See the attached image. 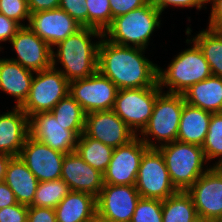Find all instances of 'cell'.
I'll return each mask as SVG.
<instances>
[{"label":"cell","mask_w":222,"mask_h":222,"mask_svg":"<svg viewBox=\"0 0 222 222\" xmlns=\"http://www.w3.org/2000/svg\"><path fill=\"white\" fill-rule=\"evenodd\" d=\"M104 39H100L97 70L118 90L152 87L158 83V66L144 57L145 49Z\"/></svg>","instance_id":"obj_1"},{"label":"cell","mask_w":222,"mask_h":222,"mask_svg":"<svg viewBox=\"0 0 222 222\" xmlns=\"http://www.w3.org/2000/svg\"><path fill=\"white\" fill-rule=\"evenodd\" d=\"M104 38L103 33L90 27H82L76 33L58 43L57 52L52 51V67L57 61L64 66L59 71L69 82L90 77L97 71L98 49L100 41L94 42L90 37ZM92 41V42H91Z\"/></svg>","instance_id":"obj_2"},{"label":"cell","mask_w":222,"mask_h":222,"mask_svg":"<svg viewBox=\"0 0 222 222\" xmlns=\"http://www.w3.org/2000/svg\"><path fill=\"white\" fill-rule=\"evenodd\" d=\"M161 14L149 0L142 7L114 18L103 37L117 45L146 49L152 32L160 27Z\"/></svg>","instance_id":"obj_3"},{"label":"cell","mask_w":222,"mask_h":222,"mask_svg":"<svg viewBox=\"0 0 222 222\" xmlns=\"http://www.w3.org/2000/svg\"><path fill=\"white\" fill-rule=\"evenodd\" d=\"M187 43H193L191 48L177 55L166 70L158 67V85L169 87L167 93H184L190 86L210 76L212 72L201 49L191 39Z\"/></svg>","instance_id":"obj_4"},{"label":"cell","mask_w":222,"mask_h":222,"mask_svg":"<svg viewBox=\"0 0 222 222\" xmlns=\"http://www.w3.org/2000/svg\"><path fill=\"white\" fill-rule=\"evenodd\" d=\"M157 149L163 155L171 182L178 191H187L207 170L202 146L173 141Z\"/></svg>","instance_id":"obj_5"},{"label":"cell","mask_w":222,"mask_h":222,"mask_svg":"<svg viewBox=\"0 0 222 222\" xmlns=\"http://www.w3.org/2000/svg\"><path fill=\"white\" fill-rule=\"evenodd\" d=\"M184 103L182 94L163 93L162 91L157 96L150 120L140 133L142 136L140 139L149 148H157L159 145L149 141L148 135L154 136L153 139L157 140L161 144L160 146L177 140Z\"/></svg>","instance_id":"obj_6"},{"label":"cell","mask_w":222,"mask_h":222,"mask_svg":"<svg viewBox=\"0 0 222 222\" xmlns=\"http://www.w3.org/2000/svg\"><path fill=\"white\" fill-rule=\"evenodd\" d=\"M161 92L158 83L152 87L120 89L117 91L112 110L135 135H138L137 130L141 133L147 126L155 100Z\"/></svg>","instance_id":"obj_7"},{"label":"cell","mask_w":222,"mask_h":222,"mask_svg":"<svg viewBox=\"0 0 222 222\" xmlns=\"http://www.w3.org/2000/svg\"><path fill=\"white\" fill-rule=\"evenodd\" d=\"M29 95L20 108L30 115L50 112L69 94V81L56 67L35 72Z\"/></svg>","instance_id":"obj_8"},{"label":"cell","mask_w":222,"mask_h":222,"mask_svg":"<svg viewBox=\"0 0 222 222\" xmlns=\"http://www.w3.org/2000/svg\"><path fill=\"white\" fill-rule=\"evenodd\" d=\"M141 198L164 199L178 192L171 182L163 155L157 148H149L143 155L136 178Z\"/></svg>","instance_id":"obj_9"},{"label":"cell","mask_w":222,"mask_h":222,"mask_svg":"<svg viewBox=\"0 0 222 222\" xmlns=\"http://www.w3.org/2000/svg\"><path fill=\"white\" fill-rule=\"evenodd\" d=\"M118 88L98 70L90 77L69 82V95L86 114L113 109Z\"/></svg>","instance_id":"obj_10"},{"label":"cell","mask_w":222,"mask_h":222,"mask_svg":"<svg viewBox=\"0 0 222 222\" xmlns=\"http://www.w3.org/2000/svg\"><path fill=\"white\" fill-rule=\"evenodd\" d=\"M186 192L198 216L212 222L222 220V168L210 166Z\"/></svg>","instance_id":"obj_11"},{"label":"cell","mask_w":222,"mask_h":222,"mask_svg":"<svg viewBox=\"0 0 222 222\" xmlns=\"http://www.w3.org/2000/svg\"><path fill=\"white\" fill-rule=\"evenodd\" d=\"M149 147L136 136L128 144L114 148L103 173L104 184L135 185L141 159Z\"/></svg>","instance_id":"obj_12"},{"label":"cell","mask_w":222,"mask_h":222,"mask_svg":"<svg viewBox=\"0 0 222 222\" xmlns=\"http://www.w3.org/2000/svg\"><path fill=\"white\" fill-rule=\"evenodd\" d=\"M140 198L135 185L104 184L96 198L97 217L111 222H130Z\"/></svg>","instance_id":"obj_13"},{"label":"cell","mask_w":222,"mask_h":222,"mask_svg":"<svg viewBox=\"0 0 222 222\" xmlns=\"http://www.w3.org/2000/svg\"><path fill=\"white\" fill-rule=\"evenodd\" d=\"M29 136L64 154L76 151L78 136L62 125L51 112L28 117Z\"/></svg>","instance_id":"obj_14"},{"label":"cell","mask_w":222,"mask_h":222,"mask_svg":"<svg viewBox=\"0 0 222 222\" xmlns=\"http://www.w3.org/2000/svg\"><path fill=\"white\" fill-rule=\"evenodd\" d=\"M84 133L113 148L126 145L137 136L113 110L86 114Z\"/></svg>","instance_id":"obj_15"},{"label":"cell","mask_w":222,"mask_h":222,"mask_svg":"<svg viewBox=\"0 0 222 222\" xmlns=\"http://www.w3.org/2000/svg\"><path fill=\"white\" fill-rule=\"evenodd\" d=\"M19 157L39 182L61 179L64 153L28 136Z\"/></svg>","instance_id":"obj_16"},{"label":"cell","mask_w":222,"mask_h":222,"mask_svg":"<svg viewBox=\"0 0 222 222\" xmlns=\"http://www.w3.org/2000/svg\"><path fill=\"white\" fill-rule=\"evenodd\" d=\"M26 26L51 48L83 27L60 8L31 13Z\"/></svg>","instance_id":"obj_17"},{"label":"cell","mask_w":222,"mask_h":222,"mask_svg":"<svg viewBox=\"0 0 222 222\" xmlns=\"http://www.w3.org/2000/svg\"><path fill=\"white\" fill-rule=\"evenodd\" d=\"M17 53V58H11L22 67L39 72L52 67L53 48L38 37L29 27L22 26L10 41Z\"/></svg>","instance_id":"obj_18"},{"label":"cell","mask_w":222,"mask_h":222,"mask_svg":"<svg viewBox=\"0 0 222 222\" xmlns=\"http://www.w3.org/2000/svg\"><path fill=\"white\" fill-rule=\"evenodd\" d=\"M61 179L71 191L85 192L95 198L104 186L103 173L87 164L76 152L65 154Z\"/></svg>","instance_id":"obj_19"},{"label":"cell","mask_w":222,"mask_h":222,"mask_svg":"<svg viewBox=\"0 0 222 222\" xmlns=\"http://www.w3.org/2000/svg\"><path fill=\"white\" fill-rule=\"evenodd\" d=\"M14 111L0 115V153L19 156L29 136L28 116L15 106Z\"/></svg>","instance_id":"obj_20"},{"label":"cell","mask_w":222,"mask_h":222,"mask_svg":"<svg viewBox=\"0 0 222 222\" xmlns=\"http://www.w3.org/2000/svg\"><path fill=\"white\" fill-rule=\"evenodd\" d=\"M4 182L14 193L17 203L27 206L33 203L39 181L19 156L10 159Z\"/></svg>","instance_id":"obj_21"},{"label":"cell","mask_w":222,"mask_h":222,"mask_svg":"<svg viewBox=\"0 0 222 222\" xmlns=\"http://www.w3.org/2000/svg\"><path fill=\"white\" fill-rule=\"evenodd\" d=\"M57 222H94L96 198L85 192H69L54 208Z\"/></svg>","instance_id":"obj_22"},{"label":"cell","mask_w":222,"mask_h":222,"mask_svg":"<svg viewBox=\"0 0 222 222\" xmlns=\"http://www.w3.org/2000/svg\"><path fill=\"white\" fill-rule=\"evenodd\" d=\"M32 72L11 59H0V89L16 98L17 107L29 95L34 78Z\"/></svg>","instance_id":"obj_23"},{"label":"cell","mask_w":222,"mask_h":222,"mask_svg":"<svg viewBox=\"0 0 222 222\" xmlns=\"http://www.w3.org/2000/svg\"><path fill=\"white\" fill-rule=\"evenodd\" d=\"M212 113L184 103L177 141L202 146L205 142Z\"/></svg>","instance_id":"obj_24"},{"label":"cell","mask_w":222,"mask_h":222,"mask_svg":"<svg viewBox=\"0 0 222 222\" xmlns=\"http://www.w3.org/2000/svg\"><path fill=\"white\" fill-rule=\"evenodd\" d=\"M186 103L210 113L222 112V77L210 76L182 93Z\"/></svg>","instance_id":"obj_25"},{"label":"cell","mask_w":222,"mask_h":222,"mask_svg":"<svg viewBox=\"0 0 222 222\" xmlns=\"http://www.w3.org/2000/svg\"><path fill=\"white\" fill-rule=\"evenodd\" d=\"M114 148L83 133L76 145V153L91 167L104 173L111 161Z\"/></svg>","instance_id":"obj_26"},{"label":"cell","mask_w":222,"mask_h":222,"mask_svg":"<svg viewBox=\"0 0 222 222\" xmlns=\"http://www.w3.org/2000/svg\"><path fill=\"white\" fill-rule=\"evenodd\" d=\"M201 49L213 76L222 77V31L206 29L192 39Z\"/></svg>","instance_id":"obj_27"},{"label":"cell","mask_w":222,"mask_h":222,"mask_svg":"<svg viewBox=\"0 0 222 222\" xmlns=\"http://www.w3.org/2000/svg\"><path fill=\"white\" fill-rule=\"evenodd\" d=\"M197 216L192 197L186 191H178L162 201L163 222H191Z\"/></svg>","instance_id":"obj_28"},{"label":"cell","mask_w":222,"mask_h":222,"mask_svg":"<svg viewBox=\"0 0 222 222\" xmlns=\"http://www.w3.org/2000/svg\"><path fill=\"white\" fill-rule=\"evenodd\" d=\"M67 130L73 131L78 137L84 133L86 113L83 108L67 94L50 111Z\"/></svg>","instance_id":"obj_29"},{"label":"cell","mask_w":222,"mask_h":222,"mask_svg":"<svg viewBox=\"0 0 222 222\" xmlns=\"http://www.w3.org/2000/svg\"><path fill=\"white\" fill-rule=\"evenodd\" d=\"M69 192V186L62 179L39 182L30 206L54 209Z\"/></svg>","instance_id":"obj_30"},{"label":"cell","mask_w":222,"mask_h":222,"mask_svg":"<svg viewBox=\"0 0 222 222\" xmlns=\"http://www.w3.org/2000/svg\"><path fill=\"white\" fill-rule=\"evenodd\" d=\"M202 149L207 162L220 156L214 167L222 165V112L212 113Z\"/></svg>","instance_id":"obj_31"},{"label":"cell","mask_w":222,"mask_h":222,"mask_svg":"<svg viewBox=\"0 0 222 222\" xmlns=\"http://www.w3.org/2000/svg\"><path fill=\"white\" fill-rule=\"evenodd\" d=\"M88 8V27L104 31L112 23L110 0H86Z\"/></svg>","instance_id":"obj_32"},{"label":"cell","mask_w":222,"mask_h":222,"mask_svg":"<svg viewBox=\"0 0 222 222\" xmlns=\"http://www.w3.org/2000/svg\"><path fill=\"white\" fill-rule=\"evenodd\" d=\"M130 222H163L162 201L140 198Z\"/></svg>","instance_id":"obj_33"},{"label":"cell","mask_w":222,"mask_h":222,"mask_svg":"<svg viewBox=\"0 0 222 222\" xmlns=\"http://www.w3.org/2000/svg\"><path fill=\"white\" fill-rule=\"evenodd\" d=\"M0 13L15 20L21 26H25V24L20 23L21 20L27 18L29 22L30 19L27 0H0Z\"/></svg>","instance_id":"obj_34"},{"label":"cell","mask_w":222,"mask_h":222,"mask_svg":"<svg viewBox=\"0 0 222 222\" xmlns=\"http://www.w3.org/2000/svg\"><path fill=\"white\" fill-rule=\"evenodd\" d=\"M86 0H60L59 8L67 12L81 26L88 27Z\"/></svg>","instance_id":"obj_35"},{"label":"cell","mask_w":222,"mask_h":222,"mask_svg":"<svg viewBox=\"0 0 222 222\" xmlns=\"http://www.w3.org/2000/svg\"><path fill=\"white\" fill-rule=\"evenodd\" d=\"M29 206L15 204L0 209V222H27Z\"/></svg>","instance_id":"obj_36"},{"label":"cell","mask_w":222,"mask_h":222,"mask_svg":"<svg viewBox=\"0 0 222 222\" xmlns=\"http://www.w3.org/2000/svg\"><path fill=\"white\" fill-rule=\"evenodd\" d=\"M149 0H110L112 20L120 15L126 14L134 9L142 7Z\"/></svg>","instance_id":"obj_37"},{"label":"cell","mask_w":222,"mask_h":222,"mask_svg":"<svg viewBox=\"0 0 222 222\" xmlns=\"http://www.w3.org/2000/svg\"><path fill=\"white\" fill-rule=\"evenodd\" d=\"M27 222H57L55 210L53 208L29 206Z\"/></svg>","instance_id":"obj_38"},{"label":"cell","mask_w":222,"mask_h":222,"mask_svg":"<svg viewBox=\"0 0 222 222\" xmlns=\"http://www.w3.org/2000/svg\"><path fill=\"white\" fill-rule=\"evenodd\" d=\"M21 27L15 20L0 13V42H10Z\"/></svg>","instance_id":"obj_39"},{"label":"cell","mask_w":222,"mask_h":222,"mask_svg":"<svg viewBox=\"0 0 222 222\" xmlns=\"http://www.w3.org/2000/svg\"><path fill=\"white\" fill-rule=\"evenodd\" d=\"M151 3L162 13L167 6L196 7L200 10L206 0H150Z\"/></svg>","instance_id":"obj_40"},{"label":"cell","mask_w":222,"mask_h":222,"mask_svg":"<svg viewBox=\"0 0 222 222\" xmlns=\"http://www.w3.org/2000/svg\"><path fill=\"white\" fill-rule=\"evenodd\" d=\"M212 2L209 28L211 30L222 29V0H206V3Z\"/></svg>","instance_id":"obj_41"},{"label":"cell","mask_w":222,"mask_h":222,"mask_svg":"<svg viewBox=\"0 0 222 222\" xmlns=\"http://www.w3.org/2000/svg\"><path fill=\"white\" fill-rule=\"evenodd\" d=\"M60 0H27L31 13L59 8Z\"/></svg>","instance_id":"obj_42"},{"label":"cell","mask_w":222,"mask_h":222,"mask_svg":"<svg viewBox=\"0 0 222 222\" xmlns=\"http://www.w3.org/2000/svg\"><path fill=\"white\" fill-rule=\"evenodd\" d=\"M17 204L14 193L4 182H0V209Z\"/></svg>","instance_id":"obj_43"},{"label":"cell","mask_w":222,"mask_h":222,"mask_svg":"<svg viewBox=\"0 0 222 222\" xmlns=\"http://www.w3.org/2000/svg\"><path fill=\"white\" fill-rule=\"evenodd\" d=\"M12 156L0 153V182L4 181L6 169Z\"/></svg>","instance_id":"obj_44"},{"label":"cell","mask_w":222,"mask_h":222,"mask_svg":"<svg viewBox=\"0 0 222 222\" xmlns=\"http://www.w3.org/2000/svg\"><path fill=\"white\" fill-rule=\"evenodd\" d=\"M191 222H212L211 220H208L204 217L197 216L195 219H193Z\"/></svg>","instance_id":"obj_45"},{"label":"cell","mask_w":222,"mask_h":222,"mask_svg":"<svg viewBox=\"0 0 222 222\" xmlns=\"http://www.w3.org/2000/svg\"><path fill=\"white\" fill-rule=\"evenodd\" d=\"M94 222H111V221H108V220H105V219H101V218H99V217L96 216Z\"/></svg>","instance_id":"obj_46"}]
</instances>
